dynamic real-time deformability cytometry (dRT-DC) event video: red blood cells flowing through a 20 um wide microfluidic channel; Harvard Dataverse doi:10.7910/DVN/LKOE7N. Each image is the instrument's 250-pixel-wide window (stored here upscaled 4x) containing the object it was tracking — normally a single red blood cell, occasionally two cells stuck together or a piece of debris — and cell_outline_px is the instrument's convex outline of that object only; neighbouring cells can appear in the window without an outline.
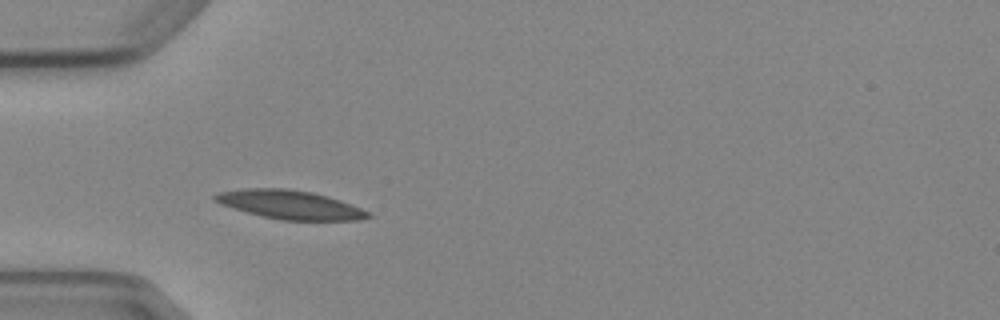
{"species": "Egyptian fruit bat (a non-hibernating species)", "species_latin": "Rousettus aegyptiacus", "temperature_condition": "cold", "stored_images_in_passage": 8, "camera_frame_rate_fps": 3000, "um_per_image_px": 0.085, "animal": {"sex": "female"}, "frame": {"image": 1, "passage_image": 4, "time_ms": 3.667, "image_size_px": [1000, 320], "cell_outline_px": [[372, 216], [360, 220], [280, 220], [248, 212], [220, 204], [212, 200], [212, 196], [216, 192], [244, 188], [288, 188], [312, 192], [328, 196], [340, 200], [360, 208], [368, 212]], "centroid_in_image_um": [24.6, 17.38], "position_along_channel_um": 60.4, "area_um2": 25.61}}
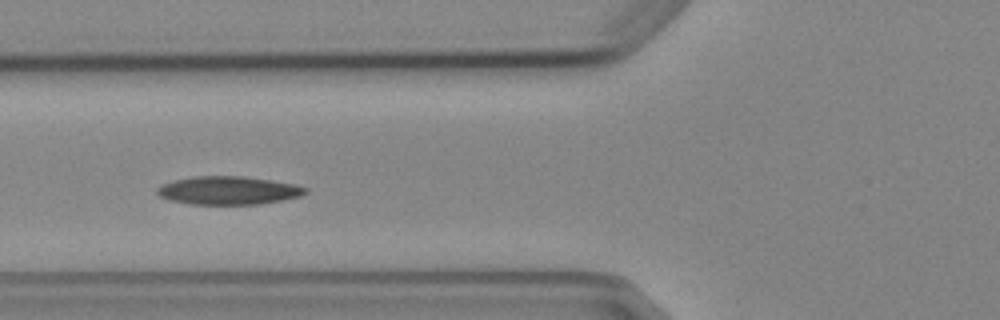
{"frame": {"image": 2, "passage_image": 5, "time_ms": 5.0, "image_size_px": [1000, 320], "cell_outline_px": [[308, 192], [300, 196], [260, 204], [192, 204], [168, 200], [160, 196], [156, 192], [156, 188], [160, 184], [172, 180], [192, 176], [244, 176], [296, 184], [308, 188]], "centroid_in_image_um": [19.37, 16.18], "position_along_channel_um": 106.4, "area_um2": 24.57}}